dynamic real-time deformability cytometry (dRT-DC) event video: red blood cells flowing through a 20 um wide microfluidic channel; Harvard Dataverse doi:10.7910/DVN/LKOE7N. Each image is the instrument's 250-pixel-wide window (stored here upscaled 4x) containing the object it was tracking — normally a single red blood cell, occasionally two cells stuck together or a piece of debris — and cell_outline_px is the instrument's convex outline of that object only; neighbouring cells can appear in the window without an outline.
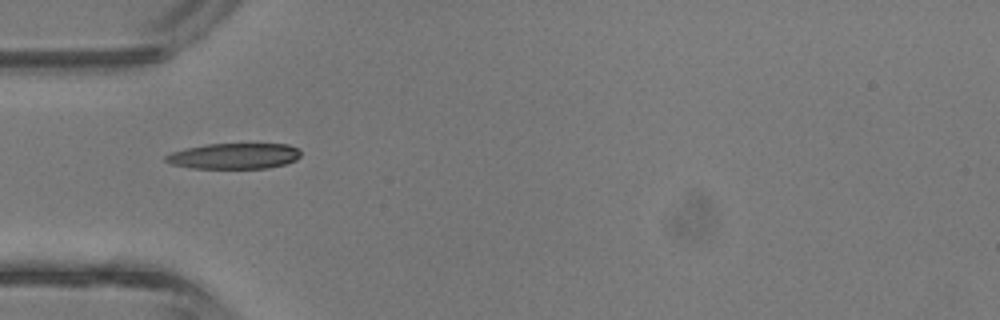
{"species": "common noctule bat (a hibernating species)", "species_latin": "Nyctalus noctula", "temperature_condition": "room temperature", "stored_images_in_passage": 31, "camera_frame_rate_fps": 3000, "um_per_image_px": 0.085, "animal": {"sex": "male", "body_mass_g": 13.3}, "frame": {"image": 1, "passage_image": 1, "time_ms": 0.0, "image_size_px": [1000, 320], "cell_outline_px": [[300, 156], [296, 160], [284, 164], [268, 168], [192, 168], [172, 164], [164, 160], [164, 156], [172, 152], [184, 148], [208, 144], [288, 144], [296, 148], [300, 152]], "centroid_in_image_um": [19.88, 13.26], "position_along_channel_um": 65.1, "area_um2": 20.17}}
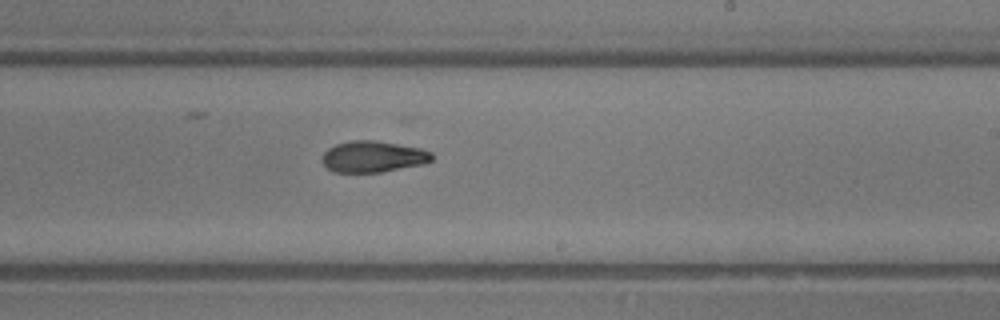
{"frame": {"image": 2, "passage_image": 13, "time_ms": 4.0, "image_size_px": [1000, 320], "cell_outline_px": [[432, 160], [424, 164], [380, 172], [332, 172], [324, 164], [324, 152], [328, 148], [336, 144], [352, 140], [376, 140], [420, 148], [432, 152]], "centroid_in_image_um": [31.73, 13.31], "position_along_channel_um": 257.3, "area_um2": 19.88}}
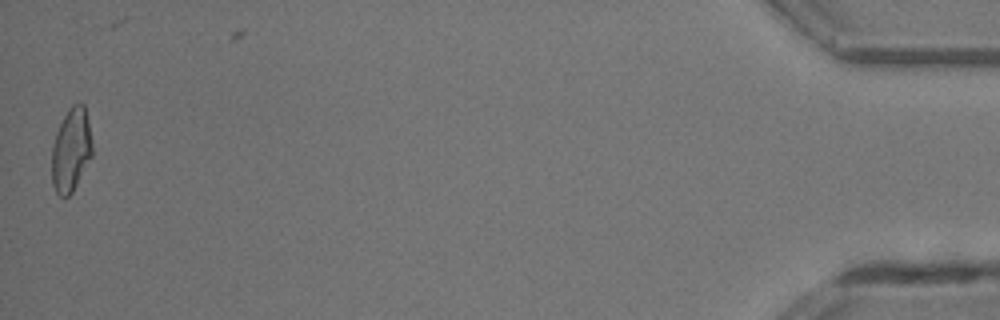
{"frame": {"image": 3, "passage_image": 30, "time_ms": 9.667, "image_size_px": [1000, 320], "cell_outline_px": [[92, 156], [72, 192], [68, 196], [60, 196], [56, 192], [52, 184], [52, 148], [56, 132], [68, 108], [72, 104], [84, 104], [92, 140]], "centroid_in_image_um": [6.04, 12.75], "position_along_channel_um": 429.2, "area_um2": 19.54}, "authors_computed_cell_mechanics": {"area_um2": 20.0566, "velocity_mm_per_s": 4.8029, "shape_relaxation_time_tau1_ms": 5.5932, "shape_relaxation_time_tau2_ms": 3.9949, "deformation_change_tau1": 0.221, "deformation_change_tau2": 0.1177}}